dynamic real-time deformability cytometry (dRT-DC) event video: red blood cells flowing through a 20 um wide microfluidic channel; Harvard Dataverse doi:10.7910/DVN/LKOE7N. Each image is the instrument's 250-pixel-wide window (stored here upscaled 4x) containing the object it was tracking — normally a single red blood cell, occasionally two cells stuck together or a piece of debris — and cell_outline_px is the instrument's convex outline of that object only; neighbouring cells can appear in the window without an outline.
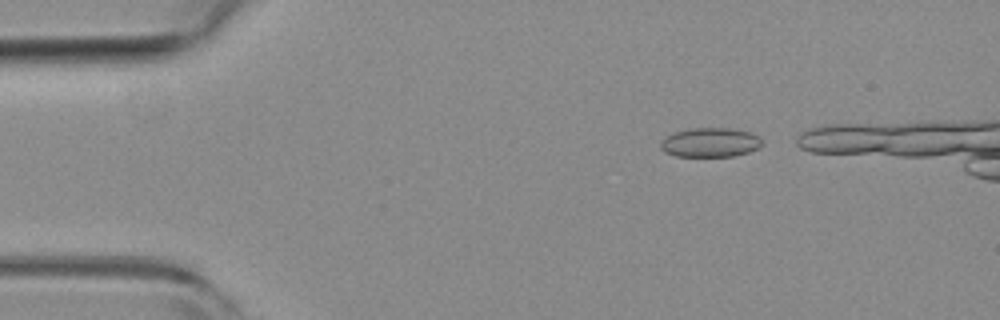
{"species": "common noctule bat (a hibernating species)", "species_latin": "Nyctalus noctula", "temperature_condition": "room temperature", "stored_images_in_passage": 18, "camera_frame_rate_fps": 3000, "um_per_image_px": 0.085, "animal": {"sex": "female", "body_mass_g": 19.3, "forearm_length_mm": 54.1}, "frame": {"image": 1, "passage_image": 3, "time_ms": 0.667, "image_size_px": [1000, 320], "cell_outline_px": [[764, 144], [760, 148], [748, 152], [732, 156], [676, 156], [664, 152], [660, 148], [660, 144], [668, 136], [676, 132], [692, 128], [728, 128], [752, 132], [760, 136], [764, 140]], "centroid_in_image_um": [60.45, 12.11], "position_along_channel_um": 24.5, "area_um2": 17.4}}
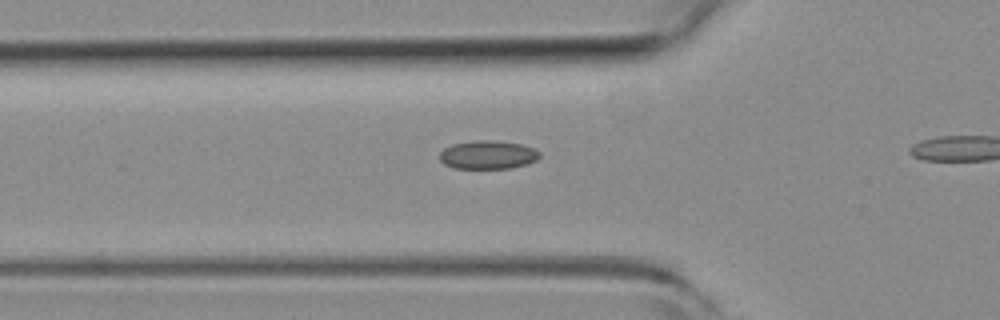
{"frame": {"image": 2, "passage_image": 13, "time_ms": 4.0, "image_size_px": [1000, 320], "cell_outline_px": [[540, 156], [536, 160], [528, 164], [512, 168], [452, 168], [444, 164], [440, 160], [440, 152], [444, 148], [452, 144], [472, 140], [492, 140], [520, 144], [532, 148], [540, 152]], "centroid_in_image_um": [41.45, 13.16], "position_along_channel_um": 84.4, "area_um2": 16.65}}
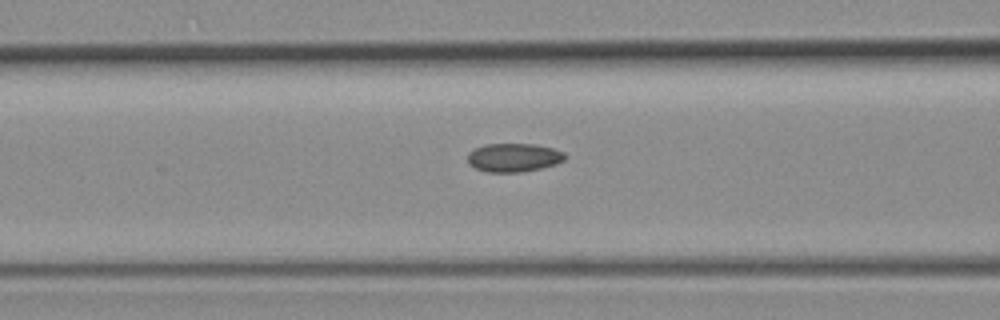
{"frame": {"image": 3, "passage_image": 16, "time_ms": 5.0, "image_size_px": [1000, 320], "cell_outline_px": [[568, 156], [564, 160], [556, 164], [524, 172], [484, 172], [468, 164], [468, 152], [484, 144], [536, 144], [552, 148], [564, 152]], "centroid_in_image_um": [43.67, 13.39], "position_along_channel_um": 122.9, "area_um2": 16.36}}